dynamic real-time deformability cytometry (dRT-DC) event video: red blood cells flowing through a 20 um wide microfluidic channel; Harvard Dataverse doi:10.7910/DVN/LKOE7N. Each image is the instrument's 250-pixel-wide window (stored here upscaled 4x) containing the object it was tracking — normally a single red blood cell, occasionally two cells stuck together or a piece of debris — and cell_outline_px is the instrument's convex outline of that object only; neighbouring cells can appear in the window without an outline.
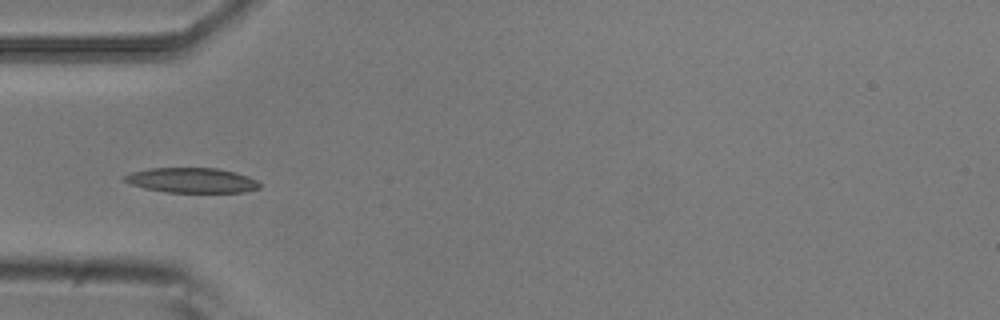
{"species": "common noctule bat (a hibernating species)", "species_latin": "Nyctalus noctula", "temperature_condition": "room temperature", "stored_images_in_passage": 4, "camera_frame_rate_fps": 3000, "um_per_image_px": 0.085, "animal": {"sex": "male", "body_mass_g": 20.5, "forearm_length_mm": 52.5}, "frame": {"image": 1, "passage_image": 2, "time_ms": 0.333, "image_size_px": [1000, 320], "cell_outline_px": [[260, 188], [244, 192], [164, 192], [144, 188], [132, 184], [124, 180], [124, 176], [132, 172], [152, 168], [216, 168], [236, 172], [248, 176], [256, 180], [260, 184]], "centroid_in_image_um": [16.33, 15.32], "position_along_channel_um": 68.7, "area_um2": 19.54}}
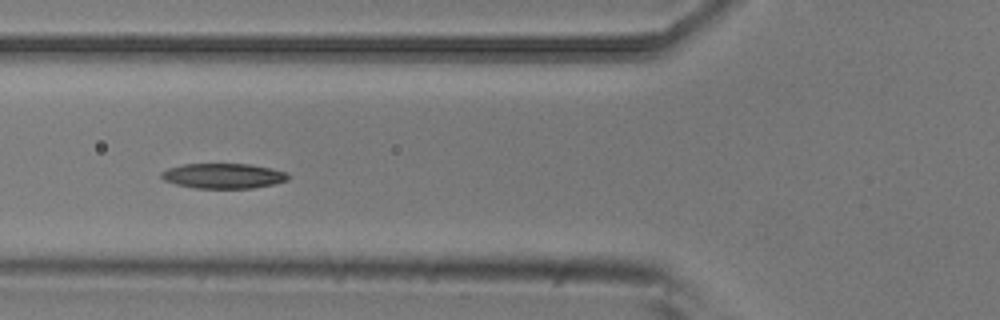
{"frame": {"image": 2, "passage_image": 3, "time_ms": 0.667, "image_size_px": [1000, 320], "cell_outline_px": [[288, 180], [272, 184], [252, 188], [196, 188], [176, 184], [164, 180], [160, 176], [160, 172], [168, 168], [184, 164], [252, 164], [272, 168], [288, 172]], "centroid_in_image_um": [18.99, 14.94], "position_along_channel_um": 106.8, "area_um2": 18.55}}
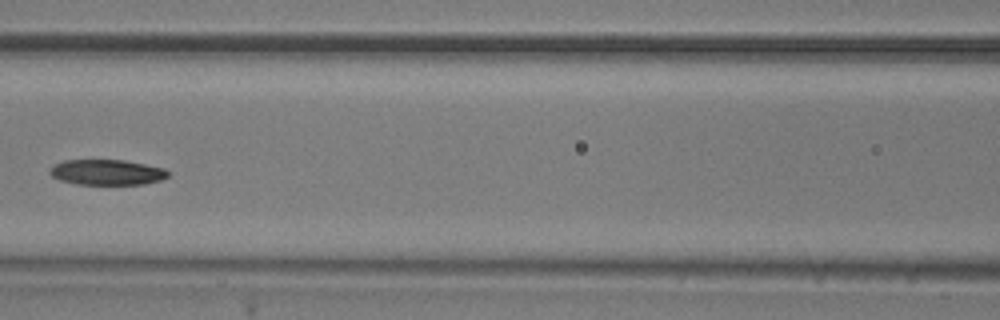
{"frame": {"image": 3, "passage_image": 4, "time_ms": 1.0, "image_size_px": [1000, 320], "cell_outline_px": [[168, 176], [160, 180], [144, 184], [76, 184], [60, 180], [52, 176], [48, 172], [48, 168], [52, 164], [64, 160], [124, 160], [164, 168], [168, 172]], "centroid_in_image_um": [9.02, 14.63], "position_along_channel_um": 157.6, "area_um2": 17.57}}